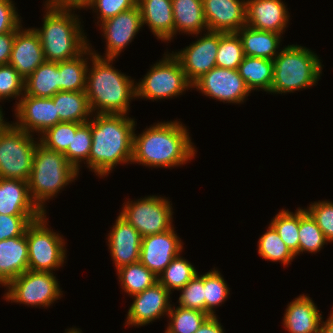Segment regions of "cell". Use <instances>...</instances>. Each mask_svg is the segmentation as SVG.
I'll return each mask as SVG.
<instances>
[{
    "label": "cell",
    "instance_id": "6da1fadb",
    "mask_svg": "<svg viewBox=\"0 0 333 333\" xmlns=\"http://www.w3.org/2000/svg\"><path fill=\"white\" fill-rule=\"evenodd\" d=\"M196 149L180 121L159 122L133 135L132 163L145 167L172 168L186 164Z\"/></svg>",
    "mask_w": 333,
    "mask_h": 333
},
{
    "label": "cell",
    "instance_id": "7a4b0ae2",
    "mask_svg": "<svg viewBox=\"0 0 333 333\" xmlns=\"http://www.w3.org/2000/svg\"><path fill=\"white\" fill-rule=\"evenodd\" d=\"M92 116L89 169L98 177H105L117 164H131L135 119L124 114Z\"/></svg>",
    "mask_w": 333,
    "mask_h": 333
},
{
    "label": "cell",
    "instance_id": "3957f363",
    "mask_svg": "<svg viewBox=\"0 0 333 333\" xmlns=\"http://www.w3.org/2000/svg\"><path fill=\"white\" fill-rule=\"evenodd\" d=\"M87 69L85 93L93 114H124L136 99V84L130 76L115 69L114 58L92 55ZM112 63V64H111Z\"/></svg>",
    "mask_w": 333,
    "mask_h": 333
},
{
    "label": "cell",
    "instance_id": "277c9868",
    "mask_svg": "<svg viewBox=\"0 0 333 333\" xmlns=\"http://www.w3.org/2000/svg\"><path fill=\"white\" fill-rule=\"evenodd\" d=\"M43 25L33 28L39 35L46 61L62 62L80 55L88 46L87 36L75 11L56 10L44 5Z\"/></svg>",
    "mask_w": 333,
    "mask_h": 333
},
{
    "label": "cell",
    "instance_id": "5b68a950",
    "mask_svg": "<svg viewBox=\"0 0 333 333\" xmlns=\"http://www.w3.org/2000/svg\"><path fill=\"white\" fill-rule=\"evenodd\" d=\"M78 174L79 171L63 153L48 149L38 142L27 181L32 201L46 214L44 203L72 183Z\"/></svg>",
    "mask_w": 333,
    "mask_h": 333
},
{
    "label": "cell",
    "instance_id": "8992f818",
    "mask_svg": "<svg viewBox=\"0 0 333 333\" xmlns=\"http://www.w3.org/2000/svg\"><path fill=\"white\" fill-rule=\"evenodd\" d=\"M318 55L300 45H287L273 59V82L269 93H293L319 81L322 63Z\"/></svg>",
    "mask_w": 333,
    "mask_h": 333
},
{
    "label": "cell",
    "instance_id": "52a82bcc",
    "mask_svg": "<svg viewBox=\"0 0 333 333\" xmlns=\"http://www.w3.org/2000/svg\"><path fill=\"white\" fill-rule=\"evenodd\" d=\"M45 213L26 229L28 244V270L53 272L62 267L66 258L63 237L47 227Z\"/></svg>",
    "mask_w": 333,
    "mask_h": 333
},
{
    "label": "cell",
    "instance_id": "ba28073f",
    "mask_svg": "<svg viewBox=\"0 0 333 333\" xmlns=\"http://www.w3.org/2000/svg\"><path fill=\"white\" fill-rule=\"evenodd\" d=\"M159 62L152 65L144 78L136 83V97L147 100H161L176 97L192 88L179 60L166 52Z\"/></svg>",
    "mask_w": 333,
    "mask_h": 333
},
{
    "label": "cell",
    "instance_id": "9c48e42d",
    "mask_svg": "<svg viewBox=\"0 0 333 333\" xmlns=\"http://www.w3.org/2000/svg\"><path fill=\"white\" fill-rule=\"evenodd\" d=\"M33 136L13 123L0 134V178L28 181L39 142Z\"/></svg>",
    "mask_w": 333,
    "mask_h": 333
},
{
    "label": "cell",
    "instance_id": "30bf717a",
    "mask_svg": "<svg viewBox=\"0 0 333 333\" xmlns=\"http://www.w3.org/2000/svg\"><path fill=\"white\" fill-rule=\"evenodd\" d=\"M53 273L31 270L24 272L5 286V300L32 307H50L63 295Z\"/></svg>",
    "mask_w": 333,
    "mask_h": 333
},
{
    "label": "cell",
    "instance_id": "8fae6325",
    "mask_svg": "<svg viewBox=\"0 0 333 333\" xmlns=\"http://www.w3.org/2000/svg\"><path fill=\"white\" fill-rule=\"evenodd\" d=\"M166 197L150 195L123 203L120 216L136 228L142 237L168 231L173 227V208Z\"/></svg>",
    "mask_w": 333,
    "mask_h": 333
},
{
    "label": "cell",
    "instance_id": "7c38bea8",
    "mask_svg": "<svg viewBox=\"0 0 333 333\" xmlns=\"http://www.w3.org/2000/svg\"><path fill=\"white\" fill-rule=\"evenodd\" d=\"M192 88L212 99L233 104L244 102L251 93L237 69L217 66L196 80Z\"/></svg>",
    "mask_w": 333,
    "mask_h": 333
},
{
    "label": "cell",
    "instance_id": "4fadbf2b",
    "mask_svg": "<svg viewBox=\"0 0 333 333\" xmlns=\"http://www.w3.org/2000/svg\"><path fill=\"white\" fill-rule=\"evenodd\" d=\"M219 32L207 31L197 41L172 54L179 60L187 80L193 84L216 67Z\"/></svg>",
    "mask_w": 333,
    "mask_h": 333
},
{
    "label": "cell",
    "instance_id": "5bb4252c",
    "mask_svg": "<svg viewBox=\"0 0 333 333\" xmlns=\"http://www.w3.org/2000/svg\"><path fill=\"white\" fill-rule=\"evenodd\" d=\"M100 30L106 42L105 56L96 51L93 54L102 58H117L118 55L135 38L142 28V17L138 6L121 12L120 14L106 19L99 24Z\"/></svg>",
    "mask_w": 333,
    "mask_h": 333
},
{
    "label": "cell",
    "instance_id": "9a60e30c",
    "mask_svg": "<svg viewBox=\"0 0 333 333\" xmlns=\"http://www.w3.org/2000/svg\"><path fill=\"white\" fill-rule=\"evenodd\" d=\"M15 116L17 121L13 124L32 134L44 133L47 129L59 123V115L52 98H40L24 95L15 101ZM35 131V132H34Z\"/></svg>",
    "mask_w": 333,
    "mask_h": 333
},
{
    "label": "cell",
    "instance_id": "2e32d148",
    "mask_svg": "<svg viewBox=\"0 0 333 333\" xmlns=\"http://www.w3.org/2000/svg\"><path fill=\"white\" fill-rule=\"evenodd\" d=\"M174 230L173 226L166 232L142 237L139 261L157 277L183 250L184 244Z\"/></svg>",
    "mask_w": 333,
    "mask_h": 333
},
{
    "label": "cell",
    "instance_id": "e0dca14e",
    "mask_svg": "<svg viewBox=\"0 0 333 333\" xmlns=\"http://www.w3.org/2000/svg\"><path fill=\"white\" fill-rule=\"evenodd\" d=\"M171 293L159 282L143 292L131 296L134 300L128 309L125 326H144L161 316L168 315L172 304Z\"/></svg>",
    "mask_w": 333,
    "mask_h": 333
},
{
    "label": "cell",
    "instance_id": "ac0fdd59",
    "mask_svg": "<svg viewBox=\"0 0 333 333\" xmlns=\"http://www.w3.org/2000/svg\"><path fill=\"white\" fill-rule=\"evenodd\" d=\"M208 31L236 33L246 26V0H202Z\"/></svg>",
    "mask_w": 333,
    "mask_h": 333
},
{
    "label": "cell",
    "instance_id": "d6986e66",
    "mask_svg": "<svg viewBox=\"0 0 333 333\" xmlns=\"http://www.w3.org/2000/svg\"><path fill=\"white\" fill-rule=\"evenodd\" d=\"M107 238L108 249L116 270L139 261L142 236L134 226L120 215H118Z\"/></svg>",
    "mask_w": 333,
    "mask_h": 333
},
{
    "label": "cell",
    "instance_id": "ffe728a7",
    "mask_svg": "<svg viewBox=\"0 0 333 333\" xmlns=\"http://www.w3.org/2000/svg\"><path fill=\"white\" fill-rule=\"evenodd\" d=\"M45 61L38 33L21 26L15 33L9 64L26 80Z\"/></svg>",
    "mask_w": 333,
    "mask_h": 333
},
{
    "label": "cell",
    "instance_id": "44dd1931",
    "mask_svg": "<svg viewBox=\"0 0 333 333\" xmlns=\"http://www.w3.org/2000/svg\"><path fill=\"white\" fill-rule=\"evenodd\" d=\"M286 7L281 0H246V25L283 34L290 17Z\"/></svg>",
    "mask_w": 333,
    "mask_h": 333
},
{
    "label": "cell",
    "instance_id": "7402d4cb",
    "mask_svg": "<svg viewBox=\"0 0 333 333\" xmlns=\"http://www.w3.org/2000/svg\"><path fill=\"white\" fill-rule=\"evenodd\" d=\"M0 214L43 215L44 213L32 201L27 181L0 178Z\"/></svg>",
    "mask_w": 333,
    "mask_h": 333
},
{
    "label": "cell",
    "instance_id": "603a6c76",
    "mask_svg": "<svg viewBox=\"0 0 333 333\" xmlns=\"http://www.w3.org/2000/svg\"><path fill=\"white\" fill-rule=\"evenodd\" d=\"M321 320L314 301L302 294L287 305L283 326L289 333H319Z\"/></svg>",
    "mask_w": 333,
    "mask_h": 333
},
{
    "label": "cell",
    "instance_id": "cb8c5ba5",
    "mask_svg": "<svg viewBox=\"0 0 333 333\" xmlns=\"http://www.w3.org/2000/svg\"><path fill=\"white\" fill-rule=\"evenodd\" d=\"M28 271V244L26 235L0 241V284L10 281Z\"/></svg>",
    "mask_w": 333,
    "mask_h": 333
},
{
    "label": "cell",
    "instance_id": "d4e9b609",
    "mask_svg": "<svg viewBox=\"0 0 333 333\" xmlns=\"http://www.w3.org/2000/svg\"><path fill=\"white\" fill-rule=\"evenodd\" d=\"M142 24L161 41H171L174 37L172 0H138Z\"/></svg>",
    "mask_w": 333,
    "mask_h": 333
},
{
    "label": "cell",
    "instance_id": "484cf974",
    "mask_svg": "<svg viewBox=\"0 0 333 333\" xmlns=\"http://www.w3.org/2000/svg\"><path fill=\"white\" fill-rule=\"evenodd\" d=\"M236 33L241 39L245 56L273 60L280 53L278 48L282 34L257 30L247 25Z\"/></svg>",
    "mask_w": 333,
    "mask_h": 333
},
{
    "label": "cell",
    "instance_id": "4316f807",
    "mask_svg": "<svg viewBox=\"0 0 333 333\" xmlns=\"http://www.w3.org/2000/svg\"><path fill=\"white\" fill-rule=\"evenodd\" d=\"M174 36L179 32L198 36L207 30L202 0H172Z\"/></svg>",
    "mask_w": 333,
    "mask_h": 333
},
{
    "label": "cell",
    "instance_id": "83f0119b",
    "mask_svg": "<svg viewBox=\"0 0 333 333\" xmlns=\"http://www.w3.org/2000/svg\"><path fill=\"white\" fill-rule=\"evenodd\" d=\"M60 122L86 123L91 112L85 91H59L53 97Z\"/></svg>",
    "mask_w": 333,
    "mask_h": 333
},
{
    "label": "cell",
    "instance_id": "f1b7e54d",
    "mask_svg": "<svg viewBox=\"0 0 333 333\" xmlns=\"http://www.w3.org/2000/svg\"><path fill=\"white\" fill-rule=\"evenodd\" d=\"M59 91V62L45 61L24 80V93L29 96L52 98Z\"/></svg>",
    "mask_w": 333,
    "mask_h": 333
},
{
    "label": "cell",
    "instance_id": "f546056e",
    "mask_svg": "<svg viewBox=\"0 0 333 333\" xmlns=\"http://www.w3.org/2000/svg\"><path fill=\"white\" fill-rule=\"evenodd\" d=\"M237 70L250 91L262 89L270 92L273 82V60L244 56Z\"/></svg>",
    "mask_w": 333,
    "mask_h": 333
},
{
    "label": "cell",
    "instance_id": "4dcf8cb0",
    "mask_svg": "<svg viewBox=\"0 0 333 333\" xmlns=\"http://www.w3.org/2000/svg\"><path fill=\"white\" fill-rule=\"evenodd\" d=\"M92 49L88 46L77 57L59 62L60 91H85L88 60L91 59L88 57L93 55Z\"/></svg>",
    "mask_w": 333,
    "mask_h": 333
},
{
    "label": "cell",
    "instance_id": "1f68e13d",
    "mask_svg": "<svg viewBox=\"0 0 333 333\" xmlns=\"http://www.w3.org/2000/svg\"><path fill=\"white\" fill-rule=\"evenodd\" d=\"M117 275L122 289L130 296L139 294L158 282V277L140 261L122 266L117 270Z\"/></svg>",
    "mask_w": 333,
    "mask_h": 333
},
{
    "label": "cell",
    "instance_id": "d6a6232c",
    "mask_svg": "<svg viewBox=\"0 0 333 333\" xmlns=\"http://www.w3.org/2000/svg\"><path fill=\"white\" fill-rule=\"evenodd\" d=\"M258 253L265 260L288 265L296 255L286 246L276 230L269 224L267 231L258 240Z\"/></svg>",
    "mask_w": 333,
    "mask_h": 333
},
{
    "label": "cell",
    "instance_id": "836d02e7",
    "mask_svg": "<svg viewBox=\"0 0 333 333\" xmlns=\"http://www.w3.org/2000/svg\"><path fill=\"white\" fill-rule=\"evenodd\" d=\"M196 274L195 267L179 254L158 276V282L172 294L171 291L181 290Z\"/></svg>",
    "mask_w": 333,
    "mask_h": 333
},
{
    "label": "cell",
    "instance_id": "e575fe53",
    "mask_svg": "<svg viewBox=\"0 0 333 333\" xmlns=\"http://www.w3.org/2000/svg\"><path fill=\"white\" fill-rule=\"evenodd\" d=\"M299 254L303 252L317 253L325 244L326 238L317 222L304 209L299 207Z\"/></svg>",
    "mask_w": 333,
    "mask_h": 333
},
{
    "label": "cell",
    "instance_id": "d590c367",
    "mask_svg": "<svg viewBox=\"0 0 333 333\" xmlns=\"http://www.w3.org/2000/svg\"><path fill=\"white\" fill-rule=\"evenodd\" d=\"M270 225L276 230L287 247L297 256L299 255V207L295 213L288 209L280 210L271 220Z\"/></svg>",
    "mask_w": 333,
    "mask_h": 333
},
{
    "label": "cell",
    "instance_id": "8d00e7d4",
    "mask_svg": "<svg viewBox=\"0 0 333 333\" xmlns=\"http://www.w3.org/2000/svg\"><path fill=\"white\" fill-rule=\"evenodd\" d=\"M92 146L91 119L82 123L72 133V141L68 149L63 153L66 159L79 171L80 163L83 161L89 168V154ZM85 160V161H84Z\"/></svg>",
    "mask_w": 333,
    "mask_h": 333
},
{
    "label": "cell",
    "instance_id": "74e56055",
    "mask_svg": "<svg viewBox=\"0 0 333 333\" xmlns=\"http://www.w3.org/2000/svg\"><path fill=\"white\" fill-rule=\"evenodd\" d=\"M243 46L237 33L219 32V47L216 55V66L238 69L244 58Z\"/></svg>",
    "mask_w": 333,
    "mask_h": 333
},
{
    "label": "cell",
    "instance_id": "f35d334b",
    "mask_svg": "<svg viewBox=\"0 0 333 333\" xmlns=\"http://www.w3.org/2000/svg\"><path fill=\"white\" fill-rule=\"evenodd\" d=\"M230 294V288L220 271L213 268L204 274L205 313L216 316L214 308L221 306Z\"/></svg>",
    "mask_w": 333,
    "mask_h": 333
},
{
    "label": "cell",
    "instance_id": "ab89813d",
    "mask_svg": "<svg viewBox=\"0 0 333 333\" xmlns=\"http://www.w3.org/2000/svg\"><path fill=\"white\" fill-rule=\"evenodd\" d=\"M168 328L173 333H195L209 317L207 313L181 306L172 307L167 315Z\"/></svg>",
    "mask_w": 333,
    "mask_h": 333
},
{
    "label": "cell",
    "instance_id": "60d3db41",
    "mask_svg": "<svg viewBox=\"0 0 333 333\" xmlns=\"http://www.w3.org/2000/svg\"><path fill=\"white\" fill-rule=\"evenodd\" d=\"M80 125V123L74 122L57 123L42 133L39 141L48 149L64 153L72 141V133H76Z\"/></svg>",
    "mask_w": 333,
    "mask_h": 333
},
{
    "label": "cell",
    "instance_id": "b9f144b4",
    "mask_svg": "<svg viewBox=\"0 0 333 333\" xmlns=\"http://www.w3.org/2000/svg\"><path fill=\"white\" fill-rule=\"evenodd\" d=\"M180 292L179 306L205 313L204 274H196Z\"/></svg>",
    "mask_w": 333,
    "mask_h": 333
},
{
    "label": "cell",
    "instance_id": "7bdbcfd3",
    "mask_svg": "<svg viewBox=\"0 0 333 333\" xmlns=\"http://www.w3.org/2000/svg\"><path fill=\"white\" fill-rule=\"evenodd\" d=\"M24 95V79L10 64L0 65V102Z\"/></svg>",
    "mask_w": 333,
    "mask_h": 333
},
{
    "label": "cell",
    "instance_id": "ee69618b",
    "mask_svg": "<svg viewBox=\"0 0 333 333\" xmlns=\"http://www.w3.org/2000/svg\"><path fill=\"white\" fill-rule=\"evenodd\" d=\"M41 216L0 214V241L24 235L27 227Z\"/></svg>",
    "mask_w": 333,
    "mask_h": 333
},
{
    "label": "cell",
    "instance_id": "f6af8a7d",
    "mask_svg": "<svg viewBox=\"0 0 333 333\" xmlns=\"http://www.w3.org/2000/svg\"><path fill=\"white\" fill-rule=\"evenodd\" d=\"M305 210L317 222L326 240L333 242V203L328 200L314 202Z\"/></svg>",
    "mask_w": 333,
    "mask_h": 333
},
{
    "label": "cell",
    "instance_id": "bcb514c9",
    "mask_svg": "<svg viewBox=\"0 0 333 333\" xmlns=\"http://www.w3.org/2000/svg\"><path fill=\"white\" fill-rule=\"evenodd\" d=\"M138 0H94L90 8L98 13L97 24L137 6Z\"/></svg>",
    "mask_w": 333,
    "mask_h": 333
},
{
    "label": "cell",
    "instance_id": "7dc6e473",
    "mask_svg": "<svg viewBox=\"0 0 333 333\" xmlns=\"http://www.w3.org/2000/svg\"><path fill=\"white\" fill-rule=\"evenodd\" d=\"M13 0H0V34L18 30L21 24V16L19 17Z\"/></svg>",
    "mask_w": 333,
    "mask_h": 333
},
{
    "label": "cell",
    "instance_id": "c3c4849f",
    "mask_svg": "<svg viewBox=\"0 0 333 333\" xmlns=\"http://www.w3.org/2000/svg\"><path fill=\"white\" fill-rule=\"evenodd\" d=\"M94 0H47L45 5L52 9L72 11L89 8Z\"/></svg>",
    "mask_w": 333,
    "mask_h": 333
},
{
    "label": "cell",
    "instance_id": "681fc988",
    "mask_svg": "<svg viewBox=\"0 0 333 333\" xmlns=\"http://www.w3.org/2000/svg\"><path fill=\"white\" fill-rule=\"evenodd\" d=\"M16 31L0 34V65L9 64Z\"/></svg>",
    "mask_w": 333,
    "mask_h": 333
},
{
    "label": "cell",
    "instance_id": "f907efd6",
    "mask_svg": "<svg viewBox=\"0 0 333 333\" xmlns=\"http://www.w3.org/2000/svg\"><path fill=\"white\" fill-rule=\"evenodd\" d=\"M218 316H209L195 333H224Z\"/></svg>",
    "mask_w": 333,
    "mask_h": 333
},
{
    "label": "cell",
    "instance_id": "816d5d0a",
    "mask_svg": "<svg viewBox=\"0 0 333 333\" xmlns=\"http://www.w3.org/2000/svg\"><path fill=\"white\" fill-rule=\"evenodd\" d=\"M319 333H333V319L328 317L325 322L322 319Z\"/></svg>",
    "mask_w": 333,
    "mask_h": 333
},
{
    "label": "cell",
    "instance_id": "f5cc1de1",
    "mask_svg": "<svg viewBox=\"0 0 333 333\" xmlns=\"http://www.w3.org/2000/svg\"><path fill=\"white\" fill-rule=\"evenodd\" d=\"M3 115L2 107L0 106V134L11 124L3 119Z\"/></svg>",
    "mask_w": 333,
    "mask_h": 333
},
{
    "label": "cell",
    "instance_id": "db71d44e",
    "mask_svg": "<svg viewBox=\"0 0 333 333\" xmlns=\"http://www.w3.org/2000/svg\"><path fill=\"white\" fill-rule=\"evenodd\" d=\"M66 333H82V330H79V328H69Z\"/></svg>",
    "mask_w": 333,
    "mask_h": 333
},
{
    "label": "cell",
    "instance_id": "11a10c76",
    "mask_svg": "<svg viewBox=\"0 0 333 333\" xmlns=\"http://www.w3.org/2000/svg\"><path fill=\"white\" fill-rule=\"evenodd\" d=\"M165 333H173V332L167 327Z\"/></svg>",
    "mask_w": 333,
    "mask_h": 333
},
{
    "label": "cell",
    "instance_id": "9f6ffc18",
    "mask_svg": "<svg viewBox=\"0 0 333 333\" xmlns=\"http://www.w3.org/2000/svg\"><path fill=\"white\" fill-rule=\"evenodd\" d=\"M331 319H333V307H332V311L330 312V316Z\"/></svg>",
    "mask_w": 333,
    "mask_h": 333
}]
</instances>
